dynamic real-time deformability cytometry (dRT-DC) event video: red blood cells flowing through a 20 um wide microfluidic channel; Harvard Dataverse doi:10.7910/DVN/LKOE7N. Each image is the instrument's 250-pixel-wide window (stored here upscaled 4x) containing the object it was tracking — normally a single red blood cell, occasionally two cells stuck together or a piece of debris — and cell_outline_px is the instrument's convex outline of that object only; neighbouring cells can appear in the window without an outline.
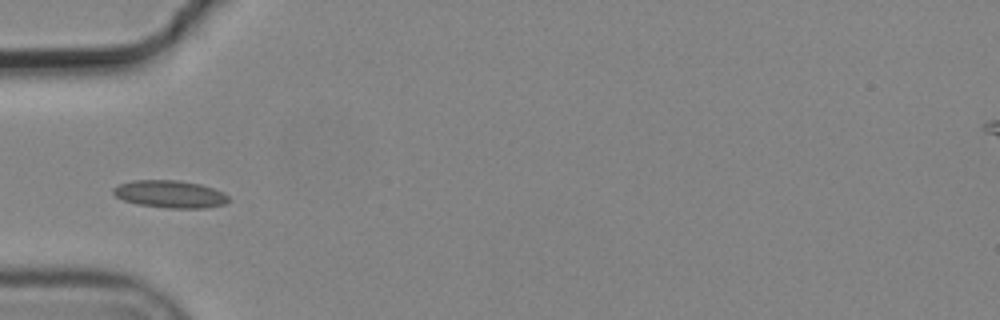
{"species": "common noctule bat (a hibernating species)", "species_latin": "Nyctalus noctula", "temperature_condition": "cold", "stored_images_in_passage": 5, "camera_frame_rate_fps": 3000, "um_per_image_px": 0.085, "animal": {"sex": "male", "body_mass_g": 19.2, "forearm_length_mm": 51.8}, "frame": {"image": 1, "passage_image": 3, "time_ms": 0.667, "image_size_px": [1000, 320], "cell_outline_px": [[228, 200], [224, 204], [204, 208], [168, 208], [136, 204], [124, 200], [116, 196], [112, 192], [112, 188], [120, 184], [132, 180], [180, 180], [200, 184], [212, 188], [228, 196]], "centroid_in_image_um": [14.41, 16.49], "position_along_channel_um": 70.6, "area_um2": 18.32}}
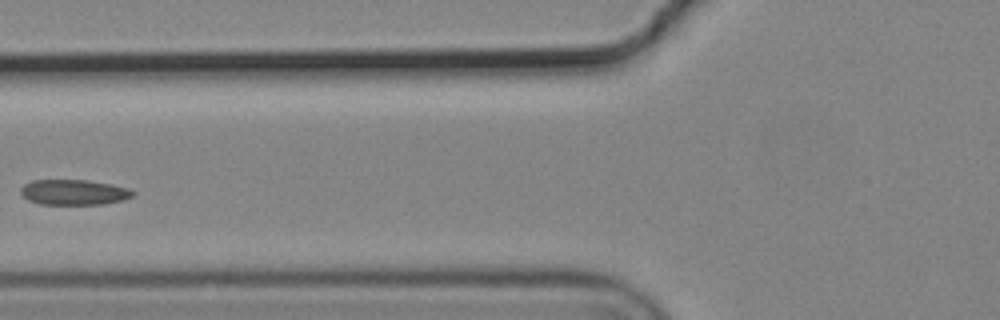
{"frame": {"image": 2, "passage_image": 4, "time_ms": 1.0, "image_size_px": [1000, 320], "cell_outline_px": [[136, 192], [132, 196], [124, 200], [100, 204], [40, 204], [28, 200], [20, 192], [20, 188], [24, 184], [32, 180], [88, 180], [112, 184], [128, 188]], "centroid_in_image_um": [6.28, 16.33], "position_along_channel_um": 119.5, "area_um2": 16.59}}
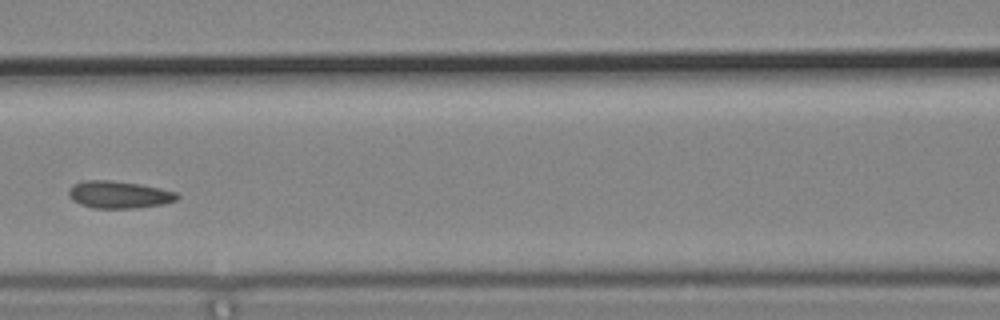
{"frame": {"image": 3, "passage_image": 5, "time_ms": 1.333, "image_size_px": [1000, 320], "cell_outline_px": [[180, 196], [176, 200], [164, 204], [136, 208], [92, 208], [80, 204], [72, 200], [68, 196], [68, 188], [72, 184], [84, 180], [112, 180], [140, 184], [160, 188], [176, 192]], "centroid_in_image_um": [10.08, 16.54], "position_along_channel_um": 156.5, "area_um2": 17.46}}